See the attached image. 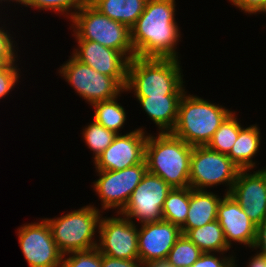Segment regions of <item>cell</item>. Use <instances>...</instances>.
I'll use <instances>...</instances> for the list:
<instances>
[{"label":"cell","instance_id":"obj_12","mask_svg":"<svg viewBox=\"0 0 266 267\" xmlns=\"http://www.w3.org/2000/svg\"><path fill=\"white\" fill-rule=\"evenodd\" d=\"M19 244L29 267H61L63 254L45 219L19 228Z\"/></svg>","mask_w":266,"mask_h":267},{"label":"cell","instance_id":"obj_18","mask_svg":"<svg viewBox=\"0 0 266 267\" xmlns=\"http://www.w3.org/2000/svg\"><path fill=\"white\" fill-rule=\"evenodd\" d=\"M222 198L213 192L197 190L190 187V203L185 224L181 227L182 234L189 229L204 226L217 220L218 205Z\"/></svg>","mask_w":266,"mask_h":267},{"label":"cell","instance_id":"obj_22","mask_svg":"<svg viewBox=\"0 0 266 267\" xmlns=\"http://www.w3.org/2000/svg\"><path fill=\"white\" fill-rule=\"evenodd\" d=\"M185 235L203 252H225L230 249L222 227L217 220L189 229Z\"/></svg>","mask_w":266,"mask_h":267},{"label":"cell","instance_id":"obj_29","mask_svg":"<svg viewBox=\"0 0 266 267\" xmlns=\"http://www.w3.org/2000/svg\"><path fill=\"white\" fill-rule=\"evenodd\" d=\"M65 255H69V257L66 258ZM61 267H101V253L95 247L86 251L64 254Z\"/></svg>","mask_w":266,"mask_h":267},{"label":"cell","instance_id":"obj_14","mask_svg":"<svg viewBox=\"0 0 266 267\" xmlns=\"http://www.w3.org/2000/svg\"><path fill=\"white\" fill-rule=\"evenodd\" d=\"M139 229L138 253L143 264L165 262L170 250L182 235L179 226L166 220L145 223Z\"/></svg>","mask_w":266,"mask_h":267},{"label":"cell","instance_id":"obj_4","mask_svg":"<svg viewBox=\"0 0 266 267\" xmlns=\"http://www.w3.org/2000/svg\"><path fill=\"white\" fill-rule=\"evenodd\" d=\"M232 111L207 100L183 94L177 121L170 132L191 146H207L214 133Z\"/></svg>","mask_w":266,"mask_h":267},{"label":"cell","instance_id":"obj_27","mask_svg":"<svg viewBox=\"0 0 266 267\" xmlns=\"http://www.w3.org/2000/svg\"><path fill=\"white\" fill-rule=\"evenodd\" d=\"M117 134L114 131L106 129L94 119L85 129H83V137L87 146L93 151L94 160L113 142Z\"/></svg>","mask_w":266,"mask_h":267},{"label":"cell","instance_id":"obj_28","mask_svg":"<svg viewBox=\"0 0 266 267\" xmlns=\"http://www.w3.org/2000/svg\"><path fill=\"white\" fill-rule=\"evenodd\" d=\"M86 1L87 0H22L20 4L39 10H53L54 12L57 11L56 13H66L70 16L69 18L72 19L75 13ZM72 9L74 11L69 13V10L72 11Z\"/></svg>","mask_w":266,"mask_h":267},{"label":"cell","instance_id":"obj_6","mask_svg":"<svg viewBox=\"0 0 266 267\" xmlns=\"http://www.w3.org/2000/svg\"><path fill=\"white\" fill-rule=\"evenodd\" d=\"M99 209L93 205L71 211L61 217L46 219L59 251L64 255L70 252L86 251L97 246L93 237L101 219Z\"/></svg>","mask_w":266,"mask_h":267},{"label":"cell","instance_id":"obj_23","mask_svg":"<svg viewBox=\"0 0 266 267\" xmlns=\"http://www.w3.org/2000/svg\"><path fill=\"white\" fill-rule=\"evenodd\" d=\"M189 203L190 187L172 188L162 207L163 220L169 221L181 228L186 222Z\"/></svg>","mask_w":266,"mask_h":267},{"label":"cell","instance_id":"obj_31","mask_svg":"<svg viewBox=\"0 0 266 267\" xmlns=\"http://www.w3.org/2000/svg\"><path fill=\"white\" fill-rule=\"evenodd\" d=\"M191 267H237L234 256L218 258L210 252L202 253Z\"/></svg>","mask_w":266,"mask_h":267},{"label":"cell","instance_id":"obj_20","mask_svg":"<svg viewBox=\"0 0 266 267\" xmlns=\"http://www.w3.org/2000/svg\"><path fill=\"white\" fill-rule=\"evenodd\" d=\"M103 15L131 29L144 12L147 0H88Z\"/></svg>","mask_w":266,"mask_h":267},{"label":"cell","instance_id":"obj_30","mask_svg":"<svg viewBox=\"0 0 266 267\" xmlns=\"http://www.w3.org/2000/svg\"><path fill=\"white\" fill-rule=\"evenodd\" d=\"M19 68L12 64H5L0 69V99L5 97L18 82Z\"/></svg>","mask_w":266,"mask_h":267},{"label":"cell","instance_id":"obj_34","mask_svg":"<svg viewBox=\"0 0 266 267\" xmlns=\"http://www.w3.org/2000/svg\"><path fill=\"white\" fill-rule=\"evenodd\" d=\"M232 5L238 7L248 14L261 12L266 4V0H229Z\"/></svg>","mask_w":266,"mask_h":267},{"label":"cell","instance_id":"obj_11","mask_svg":"<svg viewBox=\"0 0 266 267\" xmlns=\"http://www.w3.org/2000/svg\"><path fill=\"white\" fill-rule=\"evenodd\" d=\"M126 217H105L100 219L99 243L96 248L102 255L112 258L139 259L138 228Z\"/></svg>","mask_w":266,"mask_h":267},{"label":"cell","instance_id":"obj_24","mask_svg":"<svg viewBox=\"0 0 266 267\" xmlns=\"http://www.w3.org/2000/svg\"><path fill=\"white\" fill-rule=\"evenodd\" d=\"M117 98L97 102L92 106L95 108L94 120L104 126L106 129L119 134L126 120V112L118 103Z\"/></svg>","mask_w":266,"mask_h":267},{"label":"cell","instance_id":"obj_9","mask_svg":"<svg viewBox=\"0 0 266 267\" xmlns=\"http://www.w3.org/2000/svg\"><path fill=\"white\" fill-rule=\"evenodd\" d=\"M172 188L159 176L146 172L123 210L117 214L141 224L163 220L162 207Z\"/></svg>","mask_w":266,"mask_h":267},{"label":"cell","instance_id":"obj_37","mask_svg":"<svg viewBox=\"0 0 266 267\" xmlns=\"http://www.w3.org/2000/svg\"><path fill=\"white\" fill-rule=\"evenodd\" d=\"M143 267H170L166 262H153L143 264Z\"/></svg>","mask_w":266,"mask_h":267},{"label":"cell","instance_id":"obj_36","mask_svg":"<svg viewBox=\"0 0 266 267\" xmlns=\"http://www.w3.org/2000/svg\"><path fill=\"white\" fill-rule=\"evenodd\" d=\"M251 258L248 267H266V258L264 256L257 253Z\"/></svg>","mask_w":266,"mask_h":267},{"label":"cell","instance_id":"obj_10","mask_svg":"<svg viewBox=\"0 0 266 267\" xmlns=\"http://www.w3.org/2000/svg\"><path fill=\"white\" fill-rule=\"evenodd\" d=\"M147 171L146 160L122 170H97L100 177L93 188L102 202V208H117L119 214Z\"/></svg>","mask_w":266,"mask_h":267},{"label":"cell","instance_id":"obj_21","mask_svg":"<svg viewBox=\"0 0 266 267\" xmlns=\"http://www.w3.org/2000/svg\"><path fill=\"white\" fill-rule=\"evenodd\" d=\"M259 130L257 125L242 127L237 140L227 155L240 170H252L255 167L252 158L259 150L261 142Z\"/></svg>","mask_w":266,"mask_h":267},{"label":"cell","instance_id":"obj_25","mask_svg":"<svg viewBox=\"0 0 266 267\" xmlns=\"http://www.w3.org/2000/svg\"><path fill=\"white\" fill-rule=\"evenodd\" d=\"M234 114L235 112H232L214 133L207 144L210 149L225 155L229 154L242 128Z\"/></svg>","mask_w":266,"mask_h":267},{"label":"cell","instance_id":"obj_35","mask_svg":"<svg viewBox=\"0 0 266 267\" xmlns=\"http://www.w3.org/2000/svg\"><path fill=\"white\" fill-rule=\"evenodd\" d=\"M253 248H259V254L266 258V219L256 226V237Z\"/></svg>","mask_w":266,"mask_h":267},{"label":"cell","instance_id":"obj_3","mask_svg":"<svg viewBox=\"0 0 266 267\" xmlns=\"http://www.w3.org/2000/svg\"><path fill=\"white\" fill-rule=\"evenodd\" d=\"M193 146L170 132L148 135L145 160L148 172L161 177L171 188L190 187V157Z\"/></svg>","mask_w":266,"mask_h":267},{"label":"cell","instance_id":"obj_38","mask_svg":"<svg viewBox=\"0 0 266 267\" xmlns=\"http://www.w3.org/2000/svg\"><path fill=\"white\" fill-rule=\"evenodd\" d=\"M1 1H4V2H5V1H8V0H0V2H1ZM10 1H12V2L16 1L17 3H18V2L21 3L22 0H10Z\"/></svg>","mask_w":266,"mask_h":267},{"label":"cell","instance_id":"obj_32","mask_svg":"<svg viewBox=\"0 0 266 267\" xmlns=\"http://www.w3.org/2000/svg\"><path fill=\"white\" fill-rule=\"evenodd\" d=\"M11 36L10 34L3 30V28H0V60L4 64H12L15 63V53L14 47L13 46V41L10 39Z\"/></svg>","mask_w":266,"mask_h":267},{"label":"cell","instance_id":"obj_2","mask_svg":"<svg viewBox=\"0 0 266 267\" xmlns=\"http://www.w3.org/2000/svg\"><path fill=\"white\" fill-rule=\"evenodd\" d=\"M176 58L133 57L128 64L125 91L136 97L183 96L181 66Z\"/></svg>","mask_w":266,"mask_h":267},{"label":"cell","instance_id":"obj_33","mask_svg":"<svg viewBox=\"0 0 266 267\" xmlns=\"http://www.w3.org/2000/svg\"><path fill=\"white\" fill-rule=\"evenodd\" d=\"M101 267H143V263L139 259H118L101 254Z\"/></svg>","mask_w":266,"mask_h":267},{"label":"cell","instance_id":"obj_8","mask_svg":"<svg viewBox=\"0 0 266 267\" xmlns=\"http://www.w3.org/2000/svg\"><path fill=\"white\" fill-rule=\"evenodd\" d=\"M60 74L88 104L118 97L125 88L113 77L104 75L77 60L73 55L60 66Z\"/></svg>","mask_w":266,"mask_h":267},{"label":"cell","instance_id":"obj_5","mask_svg":"<svg viewBox=\"0 0 266 267\" xmlns=\"http://www.w3.org/2000/svg\"><path fill=\"white\" fill-rule=\"evenodd\" d=\"M71 22L76 40L98 42L122 52L129 60L135 57L131 44V30L126 25L103 15L88 0L75 13Z\"/></svg>","mask_w":266,"mask_h":267},{"label":"cell","instance_id":"obj_26","mask_svg":"<svg viewBox=\"0 0 266 267\" xmlns=\"http://www.w3.org/2000/svg\"><path fill=\"white\" fill-rule=\"evenodd\" d=\"M203 252L182 234L170 250L165 262L170 267H191Z\"/></svg>","mask_w":266,"mask_h":267},{"label":"cell","instance_id":"obj_40","mask_svg":"<svg viewBox=\"0 0 266 267\" xmlns=\"http://www.w3.org/2000/svg\"><path fill=\"white\" fill-rule=\"evenodd\" d=\"M261 12H266V4H265V6H264V8L261 10Z\"/></svg>","mask_w":266,"mask_h":267},{"label":"cell","instance_id":"obj_39","mask_svg":"<svg viewBox=\"0 0 266 267\" xmlns=\"http://www.w3.org/2000/svg\"><path fill=\"white\" fill-rule=\"evenodd\" d=\"M5 64L0 60V69L4 66Z\"/></svg>","mask_w":266,"mask_h":267},{"label":"cell","instance_id":"obj_13","mask_svg":"<svg viewBox=\"0 0 266 267\" xmlns=\"http://www.w3.org/2000/svg\"><path fill=\"white\" fill-rule=\"evenodd\" d=\"M147 138L142 128L117 134L111 145L94 160L96 170L117 171L142 163Z\"/></svg>","mask_w":266,"mask_h":267},{"label":"cell","instance_id":"obj_19","mask_svg":"<svg viewBox=\"0 0 266 267\" xmlns=\"http://www.w3.org/2000/svg\"><path fill=\"white\" fill-rule=\"evenodd\" d=\"M141 107L161 130L171 132L174 128L182 96L136 97Z\"/></svg>","mask_w":266,"mask_h":267},{"label":"cell","instance_id":"obj_15","mask_svg":"<svg viewBox=\"0 0 266 267\" xmlns=\"http://www.w3.org/2000/svg\"><path fill=\"white\" fill-rule=\"evenodd\" d=\"M248 172V173H247ZM239 170L230 195L244 209V213L258 226L266 219V168L249 174Z\"/></svg>","mask_w":266,"mask_h":267},{"label":"cell","instance_id":"obj_16","mask_svg":"<svg viewBox=\"0 0 266 267\" xmlns=\"http://www.w3.org/2000/svg\"><path fill=\"white\" fill-rule=\"evenodd\" d=\"M78 48L73 56L101 74L115 78L124 88L127 84L129 59L120 51L105 47L98 42L76 40Z\"/></svg>","mask_w":266,"mask_h":267},{"label":"cell","instance_id":"obj_17","mask_svg":"<svg viewBox=\"0 0 266 267\" xmlns=\"http://www.w3.org/2000/svg\"><path fill=\"white\" fill-rule=\"evenodd\" d=\"M217 221L223 229L228 246L231 241L253 248L256 237V225L244 213V209L235 198L226 194L218 205Z\"/></svg>","mask_w":266,"mask_h":267},{"label":"cell","instance_id":"obj_7","mask_svg":"<svg viewBox=\"0 0 266 267\" xmlns=\"http://www.w3.org/2000/svg\"><path fill=\"white\" fill-rule=\"evenodd\" d=\"M239 168L225 154L208 146H195L190 157L189 182L192 189L205 190L221 183H227L230 194Z\"/></svg>","mask_w":266,"mask_h":267},{"label":"cell","instance_id":"obj_1","mask_svg":"<svg viewBox=\"0 0 266 267\" xmlns=\"http://www.w3.org/2000/svg\"><path fill=\"white\" fill-rule=\"evenodd\" d=\"M175 0H147L131 30L137 57L176 58L180 30L175 22Z\"/></svg>","mask_w":266,"mask_h":267}]
</instances>
